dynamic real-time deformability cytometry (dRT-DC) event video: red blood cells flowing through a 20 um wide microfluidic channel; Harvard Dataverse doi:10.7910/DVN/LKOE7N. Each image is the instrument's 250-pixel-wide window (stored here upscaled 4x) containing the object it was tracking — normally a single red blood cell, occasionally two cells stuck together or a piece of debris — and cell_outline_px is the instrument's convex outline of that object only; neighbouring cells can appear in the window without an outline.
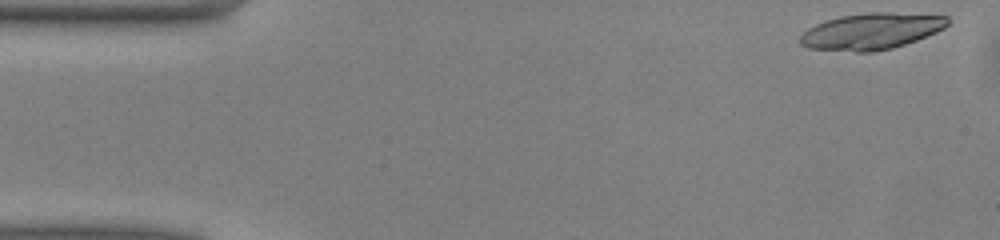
{"species": "common noctule bat (a hibernating species)", "species_latin": "Nyctalus noctula", "temperature_condition": "warm", "stored_images_in_passage": 41, "camera_frame_rate_fps": 3000, "um_per_image_px": 0.085, "animal": {"sex": "male", "body_mass_g": 13.0, "forearm_length_mm": 53.1}, "frame": {"image": 1, "passage_image": 1, "time_ms": 0.0, "image_size_px": [1000, 240], "cell_outline_px": [[948, 24], [944, 28], [936, 32], [916, 40], [892, 48], [872, 52], [856, 52], [808, 48], [800, 44], [800, 36], [808, 28], [824, 20], [840, 16], [868, 12], [892, 12], [948, 16]], "centroid_in_image_um": [74.04, 2.65], "position_along_channel_um": 11.0, "area_um2": 31.27}, "authors_computed_cell_mechanics": {"area_um2": 18.207, "velocity_mm_per_s": 4.0502, "shape_relaxation_time_tau1_ms": 3.8665, "shape_relaxation_time_tau2_ms": 2.2472, "deformation_change_tau1": 0.1288, "deformation_change_tau2": 0.072}}